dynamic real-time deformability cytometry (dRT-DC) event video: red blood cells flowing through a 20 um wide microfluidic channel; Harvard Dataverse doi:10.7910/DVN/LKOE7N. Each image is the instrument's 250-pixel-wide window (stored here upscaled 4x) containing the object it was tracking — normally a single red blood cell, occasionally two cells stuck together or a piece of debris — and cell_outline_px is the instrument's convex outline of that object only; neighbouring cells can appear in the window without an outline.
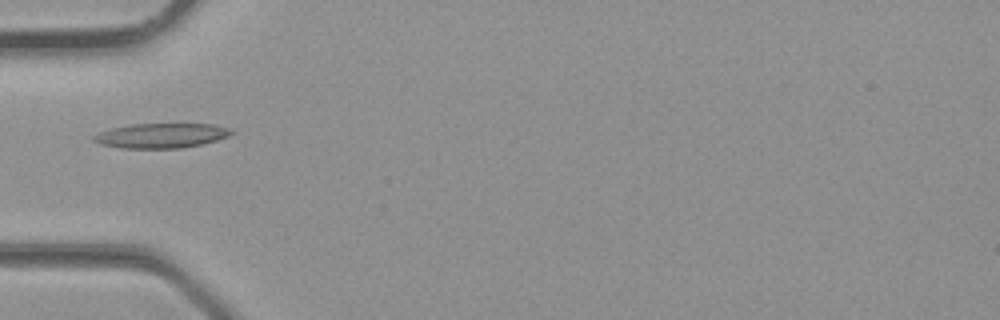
{"species": "common noctule bat (a hibernating species)", "species_latin": "Nyctalus noctula", "temperature_condition": "room temperature", "stored_images_in_passage": 23, "camera_frame_rate_fps": 3000, "um_per_image_px": 0.085, "animal": {"sex": "male", "body_mass_g": 23.1, "forearm_length_mm": 52.7}, "frame": {"image": 1, "passage_image": 1, "time_ms": 0.0, "image_size_px": [1000, 320], "cell_outline_px": [[236, 132], [228, 136], [216, 140], [200, 144], [180, 148], [120, 148], [100, 144], [92, 140], [92, 136], [100, 132], [112, 128], [132, 124], [212, 124], [228, 128]], "centroid_in_image_um": [13.68, 11.52], "position_along_channel_um": 71.3, "area_um2": 19.71}}
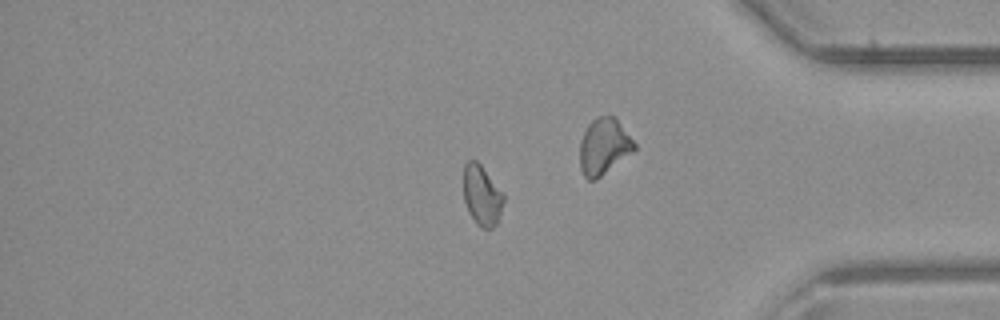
{"frame": {"image": 2, "passage_image": 17, "time_ms": 5.333, "image_size_px": [1000, 320], "cell_outline_px": [[504, 200], [496, 224], [492, 228], [484, 228], [476, 224], [468, 212], [464, 200], [464, 164], [468, 160], [476, 160], [480, 164], [504, 196]], "centroid_in_image_um": [40.93, 16.62], "position_along_channel_um": 394.3, "area_um2": 13.76}}